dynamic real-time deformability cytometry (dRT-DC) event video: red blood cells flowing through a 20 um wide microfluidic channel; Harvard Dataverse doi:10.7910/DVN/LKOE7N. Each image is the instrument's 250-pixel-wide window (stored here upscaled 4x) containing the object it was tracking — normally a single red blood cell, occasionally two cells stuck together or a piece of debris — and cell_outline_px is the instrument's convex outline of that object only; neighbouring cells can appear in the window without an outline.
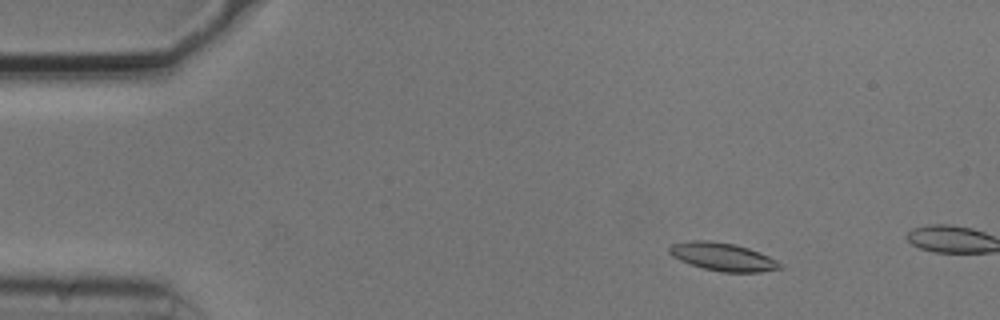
{"species": "common noctule bat (a hibernating species)", "species_latin": "Nyctalus noctula", "temperature_condition": "cold", "stored_images_in_passage": 12, "camera_frame_rate_fps": 3000, "um_per_image_px": 0.085, "animal": {"sex": "male", "body_mass_g": 20.5, "forearm_length_mm": 52.5}, "frame": {"image": 1, "passage_image": 7, "time_ms": 2.0, "image_size_px": [1000, 320], "cell_outline_px": [[784, 268], [760, 272], [724, 272], [704, 268], [680, 260], [672, 256], [668, 252], [668, 248], [672, 244], [692, 240], [704, 240], [732, 244], [748, 248], [760, 252], [784, 264]], "centroid_in_image_um": [61.47, 21.83], "position_along_channel_um": 23.5, "area_um2": 17.92}}